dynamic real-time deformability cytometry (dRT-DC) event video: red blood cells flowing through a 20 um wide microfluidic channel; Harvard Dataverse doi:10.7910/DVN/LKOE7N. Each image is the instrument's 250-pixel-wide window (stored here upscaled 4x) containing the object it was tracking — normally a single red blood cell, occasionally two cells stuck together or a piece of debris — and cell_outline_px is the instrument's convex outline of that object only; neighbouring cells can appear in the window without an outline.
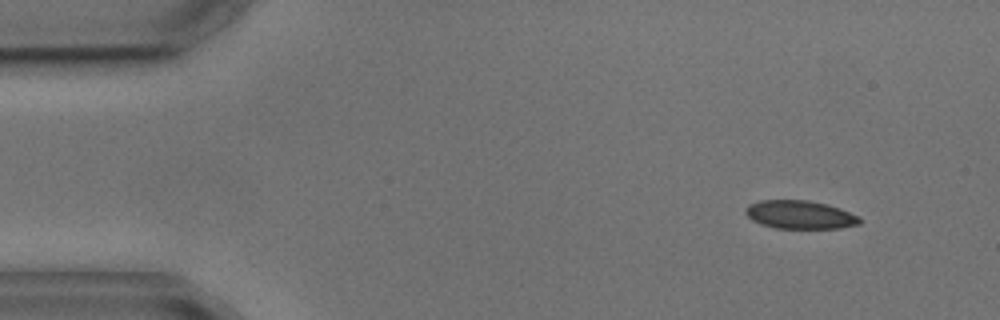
{"species": "common noctule bat (a hibernating species)", "species_latin": "Nyctalus noctula", "temperature_condition": "cold", "stored_images_in_passage": 3, "camera_frame_rate_fps": 3000, "um_per_image_px": 0.085, "animal": {"sex": "male", "body_mass_g": 17.9, "forearm_length_mm": 54.2}, "frame": {"image": 1, "passage_image": 1, "time_ms": 0.0, "image_size_px": [1000, 320], "cell_outline_px": [[864, 220], [860, 224], [840, 228], [776, 228], [760, 224], [752, 220], [744, 212], [744, 208], [748, 204], [760, 200], [808, 200], [828, 204], [840, 208], [860, 216]], "centroid_in_image_um": [68.01, 18.24], "position_along_channel_um": 17.0, "area_um2": 19.13}}
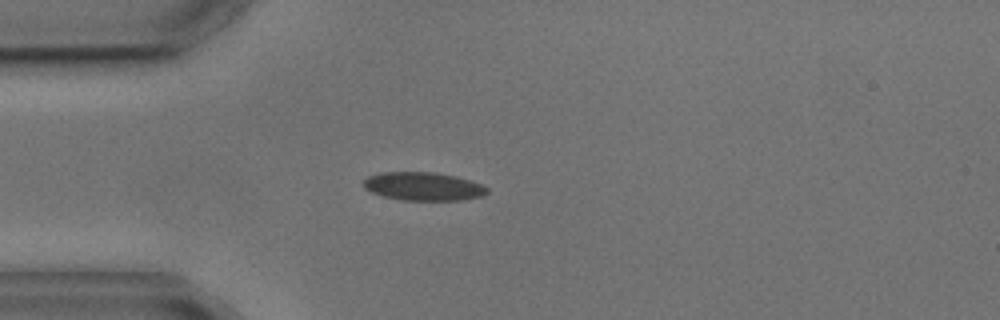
{"frame": {"image": 2, "passage_image": 3, "time_ms": 3.0, "image_size_px": [1000, 320], "cell_outline_px": [[488, 192], [480, 196], [460, 200], [400, 200], [384, 196], [372, 192], [364, 188], [364, 180], [368, 176], [380, 172], [432, 172], [456, 176], [480, 184], [488, 188]], "centroid_in_image_um": [35.95, 15.84], "position_along_channel_um": 49.1, "area_um2": 20.23}}